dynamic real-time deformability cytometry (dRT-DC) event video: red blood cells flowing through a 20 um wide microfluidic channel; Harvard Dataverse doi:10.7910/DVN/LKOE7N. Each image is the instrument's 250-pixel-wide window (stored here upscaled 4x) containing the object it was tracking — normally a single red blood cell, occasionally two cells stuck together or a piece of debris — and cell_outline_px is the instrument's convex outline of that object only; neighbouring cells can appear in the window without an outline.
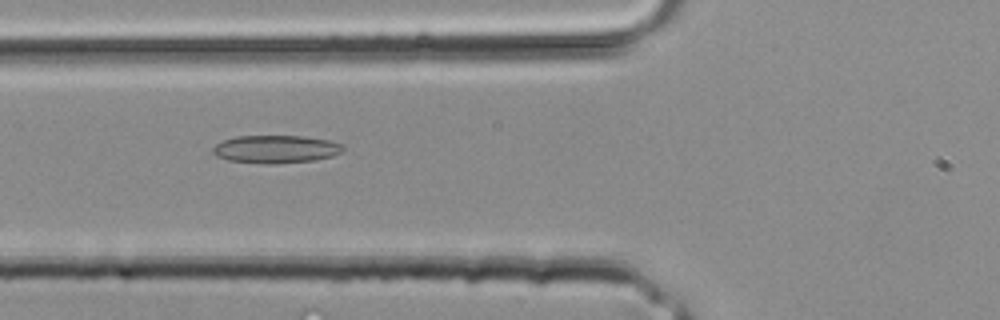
{"species": "common noctule bat (a hibernating species)", "species_latin": "Nyctalus noctula", "temperature_condition": "room temperature", "stored_images_in_passage": 4, "camera_frame_rate_fps": 3000, "um_per_image_px": 0.085, "animal": {"sex": "male", "body_mass_g": 20.4}, "frame": {"image": 1, "passage_image": 4, "time_ms": 1.0, "image_size_px": [1000, 320], "cell_outline_px": [[344, 148], [340, 152], [332, 156], [316, 160], [272, 164], [260, 164], [228, 160], [216, 156], [212, 152], [212, 148], [216, 144], [224, 140], [236, 136], [304, 136], [328, 140], [344, 144]], "centroid_in_image_um": [23.44, 12.68], "position_along_channel_um": 102.4, "area_um2": 21.27}}